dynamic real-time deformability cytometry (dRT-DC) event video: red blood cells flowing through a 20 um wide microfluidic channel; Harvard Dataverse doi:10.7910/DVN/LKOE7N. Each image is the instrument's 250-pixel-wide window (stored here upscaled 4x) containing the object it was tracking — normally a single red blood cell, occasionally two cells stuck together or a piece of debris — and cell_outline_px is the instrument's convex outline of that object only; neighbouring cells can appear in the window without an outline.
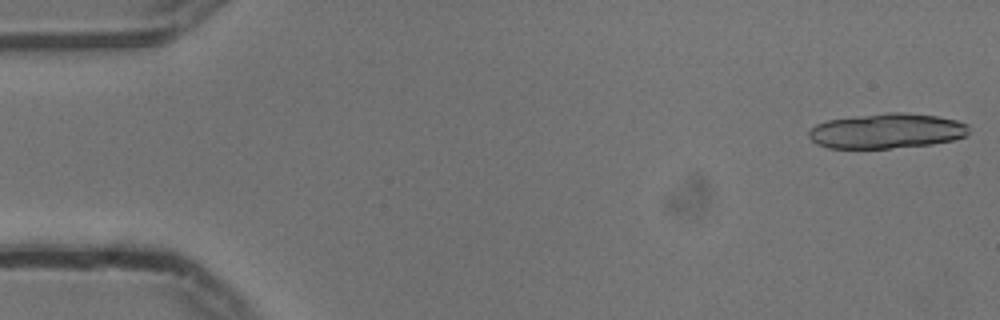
{"species": "common noctule bat (a hibernating species)", "species_latin": "Nyctalus noctula", "temperature_condition": "cold", "stored_images_in_passage": 17, "camera_frame_rate_fps": 3000, "um_per_image_px": 0.085, "animal": {"sex": "male", "body_mass_g": 13.3}, "frame": {"image": 1, "passage_image": 1, "time_ms": 0.0, "image_size_px": [1000, 320], "cell_outline_px": [[968, 136], [952, 140], [932, 144], [888, 148], [828, 148], [816, 144], [808, 136], [808, 132], [816, 124], [828, 120], [884, 112], [904, 112], [936, 116], [956, 120], [968, 124]], "centroid_in_image_um": [75.37, 11.13], "position_along_channel_um": 9.6, "area_um2": 32.71}}